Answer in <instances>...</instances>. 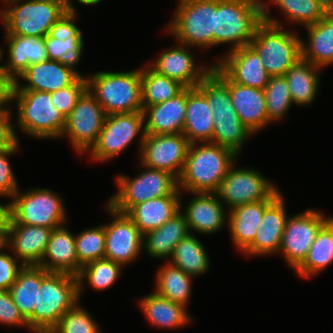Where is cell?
Wrapping results in <instances>:
<instances>
[{
	"label": "cell",
	"mask_w": 333,
	"mask_h": 333,
	"mask_svg": "<svg viewBox=\"0 0 333 333\" xmlns=\"http://www.w3.org/2000/svg\"><path fill=\"white\" fill-rule=\"evenodd\" d=\"M197 88L206 96L213 111L212 143L229 148L239 156L246 140L253 134L235 112L229 93L228 76L214 64Z\"/></svg>",
	"instance_id": "cell-1"
},
{
	"label": "cell",
	"mask_w": 333,
	"mask_h": 333,
	"mask_svg": "<svg viewBox=\"0 0 333 333\" xmlns=\"http://www.w3.org/2000/svg\"><path fill=\"white\" fill-rule=\"evenodd\" d=\"M269 8V3L262 1L263 22L250 45L259 54L270 76H284L302 58V36L287 30L279 19L269 14Z\"/></svg>",
	"instance_id": "cell-2"
},
{
	"label": "cell",
	"mask_w": 333,
	"mask_h": 333,
	"mask_svg": "<svg viewBox=\"0 0 333 333\" xmlns=\"http://www.w3.org/2000/svg\"><path fill=\"white\" fill-rule=\"evenodd\" d=\"M238 157L229 148L218 144L191 143L178 178V189L189 193H215Z\"/></svg>",
	"instance_id": "cell-3"
},
{
	"label": "cell",
	"mask_w": 333,
	"mask_h": 333,
	"mask_svg": "<svg viewBox=\"0 0 333 333\" xmlns=\"http://www.w3.org/2000/svg\"><path fill=\"white\" fill-rule=\"evenodd\" d=\"M79 300L77 276L48 272L37 287V304L27 319L34 333H49Z\"/></svg>",
	"instance_id": "cell-4"
},
{
	"label": "cell",
	"mask_w": 333,
	"mask_h": 333,
	"mask_svg": "<svg viewBox=\"0 0 333 333\" xmlns=\"http://www.w3.org/2000/svg\"><path fill=\"white\" fill-rule=\"evenodd\" d=\"M86 78L87 89L106 115L142 112L141 68L128 72L100 71Z\"/></svg>",
	"instance_id": "cell-5"
},
{
	"label": "cell",
	"mask_w": 333,
	"mask_h": 333,
	"mask_svg": "<svg viewBox=\"0 0 333 333\" xmlns=\"http://www.w3.org/2000/svg\"><path fill=\"white\" fill-rule=\"evenodd\" d=\"M263 0H215V46L229 51L250 45L263 22Z\"/></svg>",
	"instance_id": "cell-6"
},
{
	"label": "cell",
	"mask_w": 333,
	"mask_h": 333,
	"mask_svg": "<svg viewBox=\"0 0 333 333\" xmlns=\"http://www.w3.org/2000/svg\"><path fill=\"white\" fill-rule=\"evenodd\" d=\"M12 101L17 107V127L38 139L61 138L66 118L53 104L49 92L12 90Z\"/></svg>",
	"instance_id": "cell-7"
},
{
	"label": "cell",
	"mask_w": 333,
	"mask_h": 333,
	"mask_svg": "<svg viewBox=\"0 0 333 333\" xmlns=\"http://www.w3.org/2000/svg\"><path fill=\"white\" fill-rule=\"evenodd\" d=\"M0 8L6 35L45 37L67 12L64 0H13Z\"/></svg>",
	"instance_id": "cell-8"
},
{
	"label": "cell",
	"mask_w": 333,
	"mask_h": 333,
	"mask_svg": "<svg viewBox=\"0 0 333 333\" xmlns=\"http://www.w3.org/2000/svg\"><path fill=\"white\" fill-rule=\"evenodd\" d=\"M178 1L166 32L176 42L198 50L215 47V0Z\"/></svg>",
	"instance_id": "cell-9"
},
{
	"label": "cell",
	"mask_w": 333,
	"mask_h": 333,
	"mask_svg": "<svg viewBox=\"0 0 333 333\" xmlns=\"http://www.w3.org/2000/svg\"><path fill=\"white\" fill-rule=\"evenodd\" d=\"M144 169L136 176H115L118 191L107 203L116 211L127 214L135 205L149 199L171 195L178 188V179L171 173L149 168L140 163Z\"/></svg>",
	"instance_id": "cell-10"
},
{
	"label": "cell",
	"mask_w": 333,
	"mask_h": 333,
	"mask_svg": "<svg viewBox=\"0 0 333 333\" xmlns=\"http://www.w3.org/2000/svg\"><path fill=\"white\" fill-rule=\"evenodd\" d=\"M10 200V215L16 223L53 229L67 222L64 200L51 189L18 190Z\"/></svg>",
	"instance_id": "cell-11"
},
{
	"label": "cell",
	"mask_w": 333,
	"mask_h": 333,
	"mask_svg": "<svg viewBox=\"0 0 333 333\" xmlns=\"http://www.w3.org/2000/svg\"><path fill=\"white\" fill-rule=\"evenodd\" d=\"M139 135L138 154L146 135L142 112L108 114L96 143L86 154L93 161L107 162L128 149Z\"/></svg>",
	"instance_id": "cell-12"
},
{
	"label": "cell",
	"mask_w": 333,
	"mask_h": 333,
	"mask_svg": "<svg viewBox=\"0 0 333 333\" xmlns=\"http://www.w3.org/2000/svg\"><path fill=\"white\" fill-rule=\"evenodd\" d=\"M234 162L215 192L218 199L231 210L246 203L275 200L281 190L258 170L236 168Z\"/></svg>",
	"instance_id": "cell-13"
},
{
	"label": "cell",
	"mask_w": 333,
	"mask_h": 333,
	"mask_svg": "<svg viewBox=\"0 0 333 333\" xmlns=\"http://www.w3.org/2000/svg\"><path fill=\"white\" fill-rule=\"evenodd\" d=\"M331 217L316 208L288 216L278 254L282 253L291 269L295 271L304 262L317 232Z\"/></svg>",
	"instance_id": "cell-14"
},
{
	"label": "cell",
	"mask_w": 333,
	"mask_h": 333,
	"mask_svg": "<svg viewBox=\"0 0 333 333\" xmlns=\"http://www.w3.org/2000/svg\"><path fill=\"white\" fill-rule=\"evenodd\" d=\"M106 116L101 105L87 89L66 118L61 138L67 137L76 152L85 155L96 143Z\"/></svg>",
	"instance_id": "cell-15"
},
{
	"label": "cell",
	"mask_w": 333,
	"mask_h": 333,
	"mask_svg": "<svg viewBox=\"0 0 333 333\" xmlns=\"http://www.w3.org/2000/svg\"><path fill=\"white\" fill-rule=\"evenodd\" d=\"M112 221L105 224V258L123 267L134 262L143 252L144 235L125 213L104 205Z\"/></svg>",
	"instance_id": "cell-16"
},
{
	"label": "cell",
	"mask_w": 333,
	"mask_h": 333,
	"mask_svg": "<svg viewBox=\"0 0 333 333\" xmlns=\"http://www.w3.org/2000/svg\"><path fill=\"white\" fill-rule=\"evenodd\" d=\"M190 144L182 133L146 134L139 153V163L167 171L178 179L183 171Z\"/></svg>",
	"instance_id": "cell-17"
},
{
	"label": "cell",
	"mask_w": 333,
	"mask_h": 333,
	"mask_svg": "<svg viewBox=\"0 0 333 333\" xmlns=\"http://www.w3.org/2000/svg\"><path fill=\"white\" fill-rule=\"evenodd\" d=\"M77 16L76 11L65 12L45 36V45L48 60L58 61L85 76L75 67L82 58L85 44L81 29L75 23Z\"/></svg>",
	"instance_id": "cell-18"
},
{
	"label": "cell",
	"mask_w": 333,
	"mask_h": 333,
	"mask_svg": "<svg viewBox=\"0 0 333 333\" xmlns=\"http://www.w3.org/2000/svg\"><path fill=\"white\" fill-rule=\"evenodd\" d=\"M176 43L172 48L163 50L149 66L157 73L180 82L186 88L197 87L214 64L211 62L210 65H197L191 47Z\"/></svg>",
	"instance_id": "cell-19"
},
{
	"label": "cell",
	"mask_w": 333,
	"mask_h": 333,
	"mask_svg": "<svg viewBox=\"0 0 333 333\" xmlns=\"http://www.w3.org/2000/svg\"><path fill=\"white\" fill-rule=\"evenodd\" d=\"M216 64L234 83L264 90L270 75L267 73L257 51L243 46L215 58Z\"/></svg>",
	"instance_id": "cell-20"
},
{
	"label": "cell",
	"mask_w": 333,
	"mask_h": 333,
	"mask_svg": "<svg viewBox=\"0 0 333 333\" xmlns=\"http://www.w3.org/2000/svg\"><path fill=\"white\" fill-rule=\"evenodd\" d=\"M185 209L180 210L185 215L189 232L193 234L209 235L220 231L228 223V210L225 211L224 204L218 199L216 193L194 192ZM184 211H183V210ZM227 213V214H226Z\"/></svg>",
	"instance_id": "cell-21"
},
{
	"label": "cell",
	"mask_w": 333,
	"mask_h": 333,
	"mask_svg": "<svg viewBox=\"0 0 333 333\" xmlns=\"http://www.w3.org/2000/svg\"><path fill=\"white\" fill-rule=\"evenodd\" d=\"M52 229L16 223L11 217L4 240L6 250L24 266L39 265L45 253Z\"/></svg>",
	"instance_id": "cell-22"
},
{
	"label": "cell",
	"mask_w": 333,
	"mask_h": 333,
	"mask_svg": "<svg viewBox=\"0 0 333 333\" xmlns=\"http://www.w3.org/2000/svg\"><path fill=\"white\" fill-rule=\"evenodd\" d=\"M282 193L264 210L254 242L242 253L250 256H270L279 253L282 235L289 215Z\"/></svg>",
	"instance_id": "cell-23"
},
{
	"label": "cell",
	"mask_w": 333,
	"mask_h": 333,
	"mask_svg": "<svg viewBox=\"0 0 333 333\" xmlns=\"http://www.w3.org/2000/svg\"><path fill=\"white\" fill-rule=\"evenodd\" d=\"M80 75L58 61L47 60L30 65L14 82L12 90L54 92L72 85ZM24 80L22 85L19 81Z\"/></svg>",
	"instance_id": "cell-24"
},
{
	"label": "cell",
	"mask_w": 333,
	"mask_h": 333,
	"mask_svg": "<svg viewBox=\"0 0 333 333\" xmlns=\"http://www.w3.org/2000/svg\"><path fill=\"white\" fill-rule=\"evenodd\" d=\"M187 105V88L177 96L154 106L143 107L145 133L148 135L183 132Z\"/></svg>",
	"instance_id": "cell-25"
},
{
	"label": "cell",
	"mask_w": 333,
	"mask_h": 333,
	"mask_svg": "<svg viewBox=\"0 0 333 333\" xmlns=\"http://www.w3.org/2000/svg\"><path fill=\"white\" fill-rule=\"evenodd\" d=\"M8 56L3 72L15 82L30 65L48 60L45 37L5 35Z\"/></svg>",
	"instance_id": "cell-26"
},
{
	"label": "cell",
	"mask_w": 333,
	"mask_h": 333,
	"mask_svg": "<svg viewBox=\"0 0 333 333\" xmlns=\"http://www.w3.org/2000/svg\"><path fill=\"white\" fill-rule=\"evenodd\" d=\"M228 87L235 112L253 135L270 125L264 90L234 83L229 77Z\"/></svg>",
	"instance_id": "cell-27"
},
{
	"label": "cell",
	"mask_w": 333,
	"mask_h": 333,
	"mask_svg": "<svg viewBox=\"0 0 333 333\" xmlns=\"http://www.w3.org/2000/svg\"><path fill=\"white\" fill-rule=\"evenodd\" d=\"M39 267L48 272L67 273L78 276L81 266L78 263L75 235L63 224L53 228Z\"/></svg>",
	"instance_id": "cell-28"
},
{
	"label": "cell",
	"mask_w": 333,
	"mask_h": 333,
	"mask_svg": "<svg viewBox=\"0 0 333 333\" xmlns=\"http://www.w3.org/2000/svg\"><path fill=\"white\" fill-rule=\"evenodd\" d=\"M274 200L246 203L228 211V228L234 246L244 252L253 242L264 210Z\"/></svg>",
	"instance_id": "cell-29"
},
{
	"label": "cell",
	"mask_w": 333,
	"mask_h": 333,
	"mask_svg": "<svg viewBox=\"0 0 333 333\" xmlns=\"http://www.w3.org/2000/svg\"><path fill=\"white\" fill-rule=\"evenodd\" d=\"M213 111L206 96L197 88H187L186 116L182 134L190 143H212Z\"/></svg>",
	"instance_id": "cell-30"
},
{
	"label": "cell",
	"mask_w": 333,
	"mask_h": 333,
	"mask_svg": "<svg viewBox=\"0 0 333 333\" xmlns=\"http://www.w3.org/2000/svg\"><path fill=\"white\" fill-rule=\"evenodd\" d=\"M182 191L178 188L167 196L149 199L135 205L127 215L145 235L147 232L161 227L180 211Z\"/></svg>",
	"instance_id": "cell-31"
},
{
	"label": "cell",
	"mask_w": 333,
	"mask_h": 333,
	"mask_svg": "<svg viewBox=\"0 0 333 333\" xmlns=\"http://www.w3.org/2000/svg\"><path fill=\"white\" fill-rule=\"evenodd\" d=\"M143 315L154 327L161 329H177L193 322L187 308L167 299L155 291L137 301Z\"/></svg>",
	"instance_id": "cell-32"
},
{
	"label": "cell",
	"mask_w": 333,
	"mask_h": 333,
	"mask_svg": "<svg viewBox=\"0 0 333 333\" xmlns=\"http://www.w3.org/2000/svg\"><path fill=\"white\" fill-rule=\"evenodd\" d=\"M189 233L185 215L180 210L161 227L144 235L143 249L151 258L169 261L175 246Z\"/></svg>",
	"instance_id": "cell-33"
},
{
	"label": "cell",
	"mask_w": 333,
	"mask_h": 333,
	"mask_svg": "<svg viewBox=\"0 0 333 333\" xmlns=\"http://www.w3.org/2000/svg\"><path fill=\"white\" fill-rule=\"evenodd\" d=\"M308 39L301 40L302 59L324 68L333 64V14H326L313 25L304 27Z\"/></svg>",
	"instance_id": "cell-34"
},
{
	"label": "cell",
	"mask_w": 333,
	"mask_h": 333,
	"mask_svg": "<svg viewBox=\"0 0 333 333\" xmlns=\"http://www.w3.org/2000/svg\"><path fill=\"white\" fill-rule=\"evenodd\" d=\"M322 68L302 58L284 75L294 105L307 106L315 101L319 92Z\"/></svg>",
	"instance_id": "cell-35"
},
{
	"label": "cell",
	"mask_w": 333,
	"mask_h": 333,
	"mask_svg": "<svg viewBox=\"0 0 333 333\" xmlns=\"http://www.w3.org/2000/svg\"><path fill=\"white\" fill-rule=\"evenodd\" d=\"M333 264V216L317 232L304 262L295 270L300 278L309 279Z\"/></svg>",
	"instance_id": "cell-36"
},
{
	"label": "cell",
	"mask_w": 333,
	"mask_h": 333,
	"mask_svg": "<svg viewBox=\"0 0 333 333\" xmlns=\"http://www.w3.org/2000/svg\"><path fill=\"white\" fill-rule=\"evenodd\" d=\"M155 292L187 308L192 291L193 277L169 261L156 271Z\"/></svg>",
	"instance_id": "cell-37"
},
{
	"label": "cell",
	"mask_w": 333,
	"mask_h": 333,
	"mask_svg": "<svg viewBox=\"0 0 333 333\" xmlns=\"http://www.w3.org/2000/svg\"><path fill=\"white\" fill-rule=\"evenodd\" d=\"M47 273L45 268L38 265L24 266L9 288L12 300L26 320L33 314L37 304V287H40L41 280Z\"/></svg>",
	"instance_id": "cell-38"
},
{
	"label": "cell",
	"mask_w": 333,
	"mask_h": 333,
	"mask_svg": "<svg viewBox=\"0 0 333 333\" xmlns=\"http://www.w3.org/2000/svg\"><path fill=\"white\" fill-rule=\"evenodd\" d=\"M210 258L203 243L194 234L189 233L176 246L169 260L170 263L182 269L195 278L206 274L210 268Z\"/></svg>",
	"instance_id": "cell-39"
},
{
	"label": "cell",
	"mask_w": 333,
	"mask_h": 333,
	"mask_svg": "<svg viewBox=\"0 0 333 333\" xmlns=\"http://www.w3.org/2000/svg\"><path fill=\"white\" fill-rule=\"evenodd\" d=\"M147 66H141L143 107L163 103L177 96L186 88L180 82L161 75L149 65Z\"/></svg>",
	"instance_id": "cell-40"
},
{
	"label": "cell",
	"mask_w": 333,
	"mask_h": 333,
	"mask_svg": "<svg viewBox=\"0 0 333 333\" xmlns=\"http://www.w3.org/2000/svg\"><path fill=\"white\" fill-rule=\"evenodd\" d=\"M123 266L106 258L95 260L81 268L78 278L79 299L84 292V282L91 289L104 291L118 281Z\"/></svg>",
	"instance_id": "cell-41"
},
{
	"label": "cell",
	"mask_w": 333,
	"mask_h": 333,
	"mask_svg": "<svg viewBox=\"0 0 333 333\" xmlns=\"http://www.w3.org/2000/svg\"><path fill=\"white\" fill-rule=\"evenodd\" d=\"M269 123L280 121L293 106L288 83L284 76H270L264 88Z\"/></svg>",
	"instance_id": "cell-42"
},
{
	"label": "cell",
	"mask_w": 333,
	"mask_h": 333,
	"mask_svg": "<svg viewBox=\"0 0 333 333\" xmlns=\"http://www.w3.org/2000/svg\"><path fill=\"white\" fill-rule=\"evenodd\" d=\"M268 2L276 5L290 24H301L303 27L315 24L326 15L316 0H269Z\"/></svg>",
	"instance_id": "cell-43"
},
{
	"label": "cell",
	"mask_w": 333,
	"mask_h": 333,
	"mask_svg": "<svg viewBox=\"0 0 333 333\" xmlns=\"http://www.w3.org/2000/svg\"><path fill=\"white\" fill-rule=\"evenodd\" d=\"M78 263L81 267L105 258V224L87 228L75 235Z\"/></svg>",
	"instance_id": "cell-44"
},
{
	"label": "cell",
	"mask_w": 333,
	"mask_h": 333,
	"mask_svg": "<svg viewBox=\"0 0 333 333\" xmlns=\"http://www.w3.org/2000/svg\"><path fill=\"white\" fill-rule=\"evenodd\" d=\"M100 326L78 302L68 310L49 333H100Z\"/></svg>",
	"instance_id": "cell-45"
},
{
	"label": "cell",
	"mask_w": 333,
	"mask_h": 333,
	"mask_svg": "<svg viewBox=\"0 0 333 333\" xmlns=\"http://www.w3.org/2000/svg\"><path fill=\"white\" fill-rule=\"evenodd\" d=\"M86 90L87 78L86 76H80L72 85L50 92L51 100L63 116L67 118Z\"/></svg>",
	"instance_id": "cell-46"
},
{
	"label": "cell",
	"mask_w": 333,
	"mask_h": 333,
	"mask_svg": "<svg viewBox=\"0 0 333 333\" xmlns=\"http://www.w3.org/2000/svg\"><path fill=\"white\" fill-rule=\"evenodd\" d=\"M20 148L18 143L13 149L0 151V195L5 198H12L19 190L9 156L19 153Z\"/></svg>",
	"instance_id": "cell-47"
},
{
	"label": "cell",
	"mask_w": 333,
	"mask_h": 333,
	"mask_svg": "<svg viewBox=\"0 0 333 333\" xmlns=\"http://www.w3.org/2000/svg\"><path fill=\"white\" fill-rule=\"evenodd\" d=\"M0 324L7 326L26 327L34 333L27 323V320L20 313L19 308L12 300L9 290H0Z\"/></svg>",
	"instance_id": "cell-48"
},
{
	"label": "cell",
	"mask_w": 333,
	"mask_h": 333,
	"mask_svg": "<svg viewBox=\"0 0 333 333\" xmlns=\"http://www.w3.org/2000/svg\"><path fill=\"white\" fill-rule=\"evenodd\" d=\"M5 249L6 245L3 242L0 243V290H9L16 281L19 271L24 267L14 255H10Z\"/></svg>",
	"instance_id": "cell-49"
},
{
	"label": "cell",
	"mask_w": 333,
	"mask_h": 333,
	"mask_svg": "<svg viewBox=\"0 0 333 333\" xmlns=\"http://www.w3.org/2000/svg\"><path fill=\"white\" fill-rule=\"evenodd\" d=\"M12 107L10 109L0 110V151L13 149L19 139L16 133V126L11 122Z\"/></svg>",
	"instance_id": "cell-50"
},
{
	"label": "cell",
	"mask_w": 333,
	"mask_h": 333,
	"mask_svg": "<svg viewBox=\"0 0 333 333\" xmlns=\"http://www.w3.org/2000/svg\"><path fill=\"white\" fill-rule=\"evenodd\" d=\"M13 85L14 82L6 74H0V110L10 109Z\"/></svg>",
	"instance_id": "cell-51"
},
{
	"label": "cell",
	"mask_w": 333,
	"mask_h": 333,
	"mask_svg": "<svg viewBox=\"0 0 333 333\" xmlns=\"http://www.w3.org/2000/svg\"><path fill=\"white\" fill-rule=\"evenodd\" d=\"M0 197H4L1 196ZM10 202L0 203V242H4L10 221Z\"/></svg>",
	"instance_id": "cell-52"
},
{
	"label": "cell",
	"mask_w": 333,
	"mask_h": 333,
	"mask_svg": "<svg viewBox=\"0 0 333 333\" xmlns=\"http://www.w3.org/2000/svg\"><path fill=\"white\" fill-rule=\"evenodd\" d=\"M79 3L83 4V5H97L98 3H100L102 0H76ZM74 1L73 0H64L65 3V7L67 11H77L74 7Z\"/></svg>",
	"instance_id": "cell-53"
},
{
	"label": "cell",
	"mask_w": 333,
	"mask_h": 333,
	"mask_svg": "<svg viewBox=\"0 0 333 333\" xmlns=\"http://www.w3.org/2000/svg\"><path fill=\"white\" fill-rule=\"evenodd\" d=\"M326 14H333V0H316Z\"/></svg>",
	"instance_id": "cell-54"
},
{
	"label": "cell",
	"mask_w": 333,
	"mask_h": 333,
	"mask_svg": "<svg viewBox=\"0 0 333 333\" xmlns=\"http://www.w3.org/2000/svg\"><path fill=\"white\" fill-rule=\"evenodd\" d=\"M3 48H1L0 47V62H1V60H2V57H3V55H4V50H2ZM0 74H5L4 72H3V64H1L0 65Z\"/></svg>",
	"instance_id": "cell-55"
},
{
	"label": "cell",
	"mask_w": 333,
	"mask_h": 333,
	"mask_svg": "<svg viewBox=\"0 0 333 333\" xmlns=\"http://www.w3.org/2000/svg\"><path fill=\"white\" fill-rule=\"evenodd\" d=\"M9 1H13V0H1L2 3L9 2Z\"/></svg>",
	"instance_id": "cell-56"
}]
</instances>
